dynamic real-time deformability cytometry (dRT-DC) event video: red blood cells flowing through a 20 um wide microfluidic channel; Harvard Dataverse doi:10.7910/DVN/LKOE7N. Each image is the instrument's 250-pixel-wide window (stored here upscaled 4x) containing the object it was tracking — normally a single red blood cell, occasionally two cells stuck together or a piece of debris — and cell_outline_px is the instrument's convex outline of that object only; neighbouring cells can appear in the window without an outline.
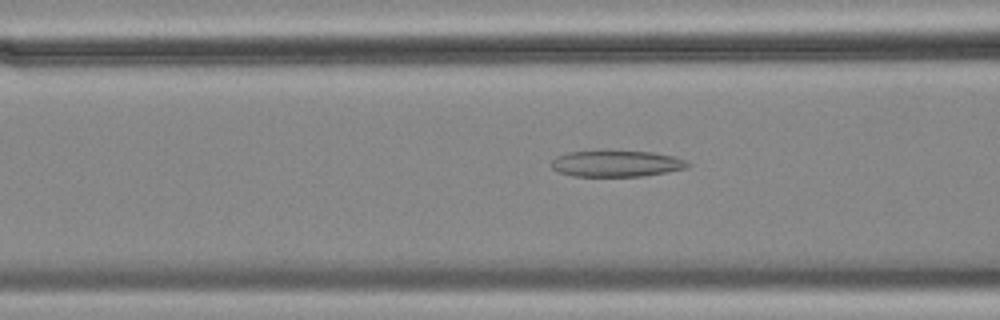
{"species": "common noctule bat (a hibernating species)", "species_latin": "Nyctalus noctula", "temperature_condition": "cold", "stored_images_in_passage": 56, "camera_frame_rate_fps": 3000, "um_per_image_px": 0.085, "animal": {"sex": "female", "body_mass_g": 18.4}, "frame": {"image": 1, "passage_image": 21, "time_ms": 6.667, "image_size_px": [1000, 320], "cell_outline_px": [[692, 164], [688, 168], [644, 176], [572, 176], [556, 172], [552, 168], [552, 160], [556, 156], [568, 152], [600, 148], [652, 152], [672, 156], [684, 160]], "centroid_in_image_um": [52.34, 13.87], "position_along_channel_um": 114.3, "area_um2": 21.79}}
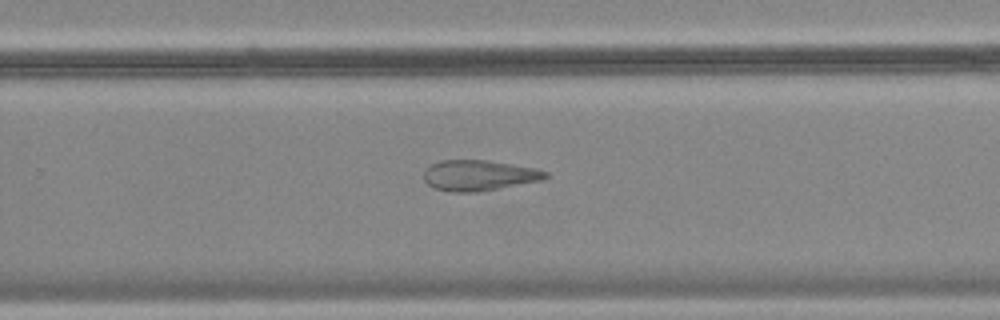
{"frame": {"image": 2, "passage_image": 36, "time_ms": 11.667, "image_size_px": [1000, 320], "cell_outline_px": [[548, 176], [540, 180], [476, 192], [452, 192], [432, 188], [424, 180], [424, 172], [432, 164], [440, 160], [488, 160], [532, 168], [548, 172]], "centroid_in_image_um": [40.65, 14.91], "position_along_channel_um": 289.2, "area_um2": 21.33}}
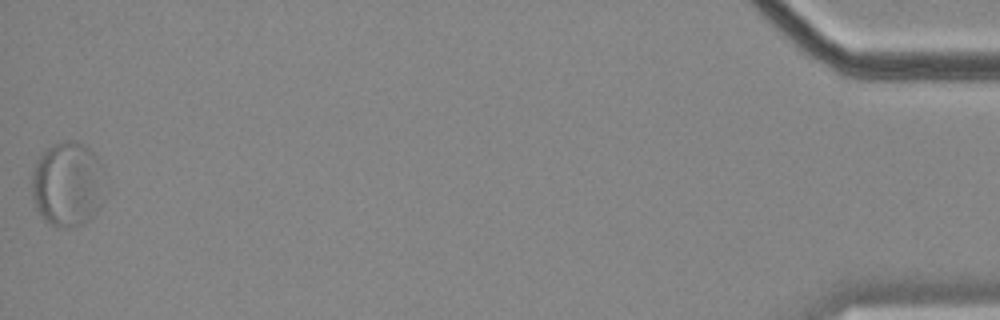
{"frame": {"image": 3, "passage_image": 56, "time_ms": 18.333, "image_size_px": [1000, 320], "cell_outline_px": [[100, 204], [80, 224], [52, 224], [36, 208], [32, 196], [32, 172], [36, 160], [48, 148], [64, 140], [68, 140], [80, 144], [88, 148], [92, 152], [100, 164]], "centroid_in_image_um": [5.65, 15.58], "position_along_channel_um": 429.5, "area_um2": 33.99}, "authors_computed_cell_mechanics": {"area_um2": 27.1949, "velocity_mm_per_s": 3.5165, "shape_relaxation_time_tau1_ms": null, "shape_relaxation_time_tau2_ms": 3.3923, "deformation_change_tau1": null, "deformation_change_tau2": 0.1057}}